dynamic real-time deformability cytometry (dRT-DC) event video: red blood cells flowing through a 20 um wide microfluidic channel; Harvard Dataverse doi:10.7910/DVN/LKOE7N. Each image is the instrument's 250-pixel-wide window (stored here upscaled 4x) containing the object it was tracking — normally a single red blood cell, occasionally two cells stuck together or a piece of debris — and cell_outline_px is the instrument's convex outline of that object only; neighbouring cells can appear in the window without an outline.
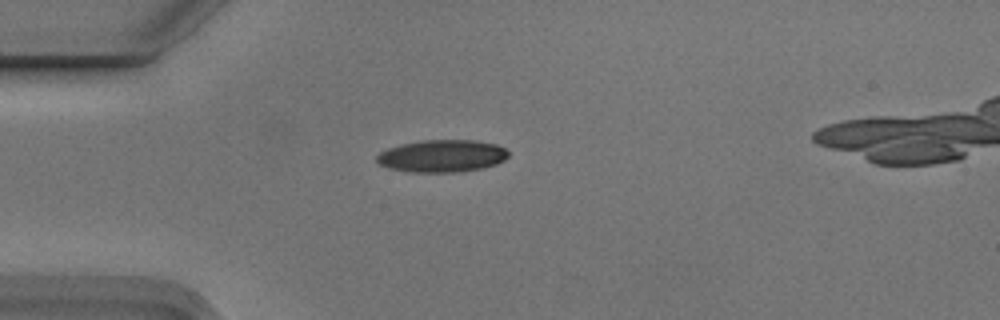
{"species": "Egyptian fruit bat (a non-hibernating species)", "species_latin": "Rousettus aegyptiacus", "temperature_condition": "cold", "stored_images_in_passage": 1, "camera_frame_rate_fps": 3000, "um_per_image_px": 0.085, "animal": {"sex": "male"}, "frame": {"image": 1, "passage_image": 1, "time_ms": 0.0, "image_size_px": [1000, 320], "cell_outline_px": [[508, 156], [504, 160], [496, 164], [480, 168], [456, 172], [412, 172], [388, 168], [380, 164], [376, 160], [376, 156], [380, 152], [388, 148], [400, 144], [424, 140], [476, 140], [496, 144], [504, 148], [508, 152]], "centroid_in_image_um": [37.56, 13.25], "position_along_channel_um": 47.4, "area_um2": 24.74}}